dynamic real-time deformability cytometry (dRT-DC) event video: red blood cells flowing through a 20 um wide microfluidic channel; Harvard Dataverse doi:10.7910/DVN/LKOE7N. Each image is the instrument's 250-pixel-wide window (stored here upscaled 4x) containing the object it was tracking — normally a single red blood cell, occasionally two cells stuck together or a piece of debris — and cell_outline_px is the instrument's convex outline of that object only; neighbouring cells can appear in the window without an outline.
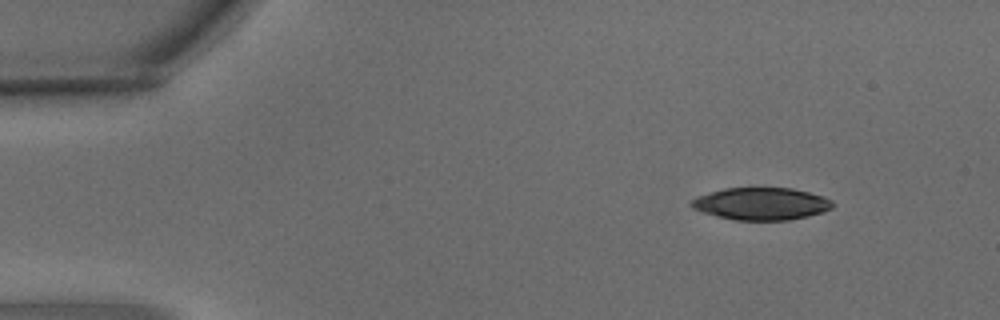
{"species": "common noctule bat (a hibernating species)", "species_latin": "Nyctalus noctula", "temperature_condition": "warm", "stored_images_in_passage": 7, "camera_frame_rate_fps": 3000, "um_per_image_px": 0.085, "animal": {"sex": "male", "body_mass_g": 15.6}, "frame": {"image": 1, "passage_image": 1, "time_ms": 0.0, "image_size_px": [1000, 320], "cell_outline_px": [[836, 204], [832, 208], [824, 212], [808, 216], [788, 220], [736, 220], [704, 212], [692, 208], [688, 204], [696, 196], [724, 188], [792, 188], [824, 196], [832, 200]], "centroid_in_image_um": [64.74, 17.31], "position_along_channel_um": 20.3, "area_um2": 26.65}}
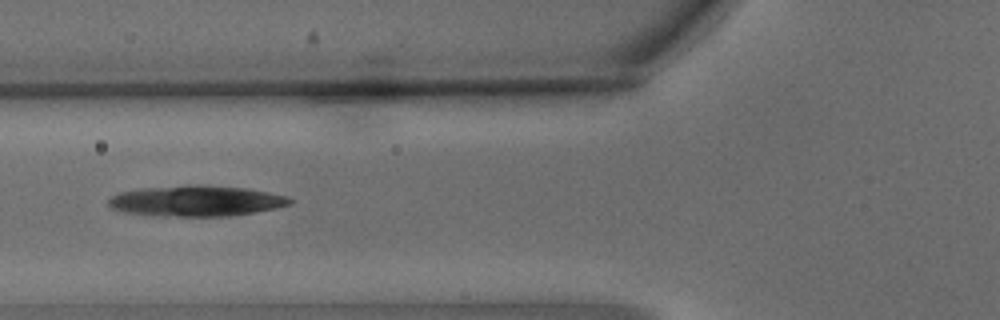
{"frame": {"image": 2, "passage_image": 4, "time_ms": 1.0, "image_size_px": [1000, 320], "cell_outline_px": [[292, 204], [276, 208], [256, 212], [228, 216], [176, 216], [124, 212], [112, 208], [108, 204], [108, 200], [112, 196], [120, 192], [140, 188], [188, 184], [200, 184], [244, 188], [268, 192], [288, 196], [292, 200]], "centroid_in_image_um": [16.7, 17.06], "position_along_channel_um": 109.1, "area_um2": 32.48}}
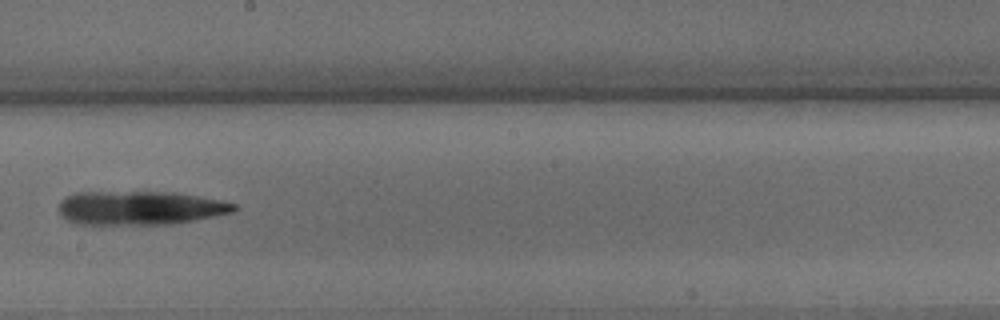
{"frame": {"image": 3, "passage_image": 7, "time_ms": 2.0, "image_size_px": [1000, 320], "cell_outline_px": [[236, 208], [232, 212], [172, 224], [76, 224], [68, 220], [60, 212], [60, 200], [76, 192], [176, 192], [220, 200], [236, 204]], "centroid_in_image_um": [11.88, 17.66], "position_along_channel_um": 236.3, "area_um2": 34.22}}